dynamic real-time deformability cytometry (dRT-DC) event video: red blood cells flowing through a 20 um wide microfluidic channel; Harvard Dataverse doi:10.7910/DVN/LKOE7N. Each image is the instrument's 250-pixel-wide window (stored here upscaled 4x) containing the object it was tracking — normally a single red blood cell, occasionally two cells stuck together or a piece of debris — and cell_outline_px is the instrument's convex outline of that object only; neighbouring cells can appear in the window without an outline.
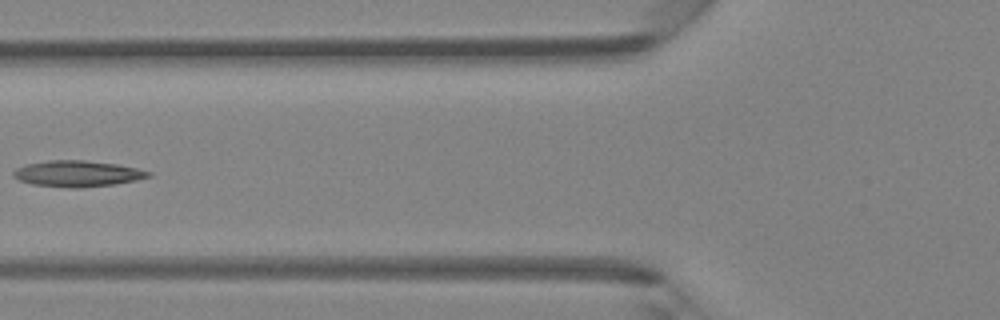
{"species": "Egyptian fruit bat (a non-hibernating species)", "species_latin": "Rousettus aegyptiacus", "temperature_condition": "room temperature", "stored_images_in_passage": 5, "camera_frame_rate_fps": 3000, "um_per_image_px": 0.085, "animal": {"sex": "female"}, "frame": {"image": 1, "passage_image": 5, "time_ms": 4.667, "image_size_px": [1000, 320], "cell_outline_px": [[152, 176], [136, 180], [116, 184], [80, 188], [72, 188], [32, 184], [20, 180], [12, 176], [12, 172], [16, 168], [24, 164], [48, 160], [84, 160], [116, 164], [136, 168], [152, 172]], "centroid_in_image_um": [6.57, 14.76], "position_along_channel_um": 119.2, "area_um2": 20.63}}